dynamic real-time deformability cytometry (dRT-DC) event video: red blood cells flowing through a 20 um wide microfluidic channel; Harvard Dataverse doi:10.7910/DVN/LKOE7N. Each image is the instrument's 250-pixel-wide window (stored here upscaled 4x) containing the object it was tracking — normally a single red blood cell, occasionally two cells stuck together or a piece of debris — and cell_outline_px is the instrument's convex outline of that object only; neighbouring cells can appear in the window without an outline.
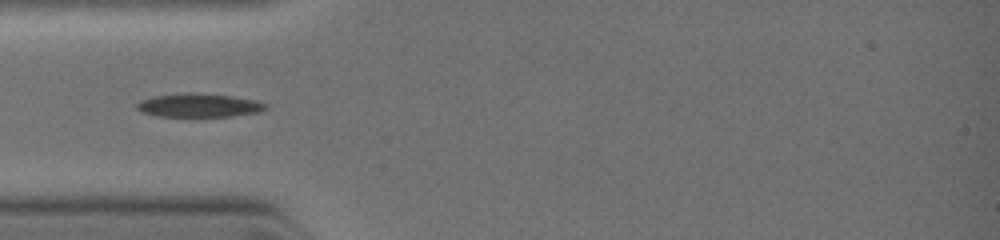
{"species": "common noctule bat (a hibernating species)", "species_latin": "Nyctalus noctula", "temperature_condition": "warm", "stored_images_in_passage": 1, "camera_frame_rate_fps": 3000, "um_per_image_px": 0.085, "animal": {"sex": "female", "body_mass_g": 19.0, "forearm_length_mm": 51.5}, "frame": {"image": 1, "passage_image": 1, "time_ms": 0.0, "image_size_px": [1000, 240], "cell_outline_px": [[268, 108], [260, 112], [232, 116], [160, 116], [140, 112], [136, 108], [136, 104], [140, 100], [152, 96], [188, 92], [196, 92], [232, 96], [256, 100], [268, 104]], "centroid_in_image_um": [16.92, 8.94], "position_along_channel_um": 68.1, "area_um2": 17.92}}